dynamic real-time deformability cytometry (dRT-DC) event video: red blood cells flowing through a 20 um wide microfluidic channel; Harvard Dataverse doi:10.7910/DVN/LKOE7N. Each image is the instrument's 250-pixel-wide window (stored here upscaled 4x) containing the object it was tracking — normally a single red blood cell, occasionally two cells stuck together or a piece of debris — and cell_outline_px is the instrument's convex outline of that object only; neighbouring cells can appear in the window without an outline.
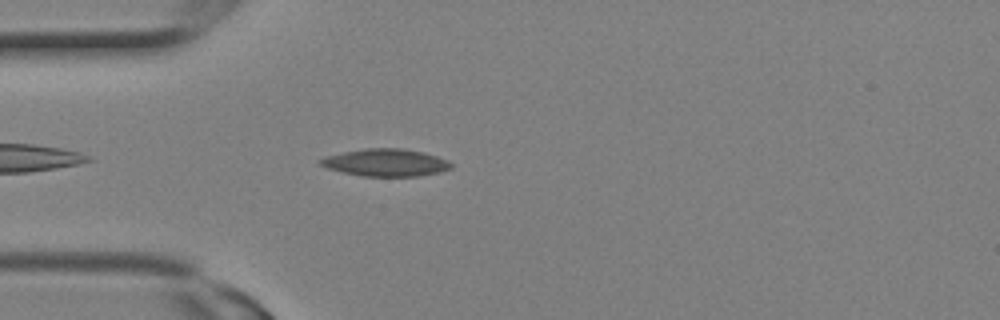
{"species": "Egyptian fruit bat (a non-hibernating species)", "species_latin": "Rousettus aegyptiacus", "temperature_condition": "room temperature", "stored_images_in_passage": 9, "camera_frame_rate_fps": 3000, "um_per_image_px": 0.085, "animal": {"sex": "female"}, "frame": {"image": 1, "passage_image": 7, "time_ms": 2.0, "image_size_px": [1000, 320], "cell_outline_px": [[452, 168], [440, 172], [420, 176], [360, 176], [328, 168], [320, 164], [316, 160], [324, 156], [364, 148], [404, 148], [424, 152], [448, 160], [452, 164]], "centroid_in_image_um": [32.79, 13.81], "position_along_channel_um": 52.2, "area_um2": 20.98}}
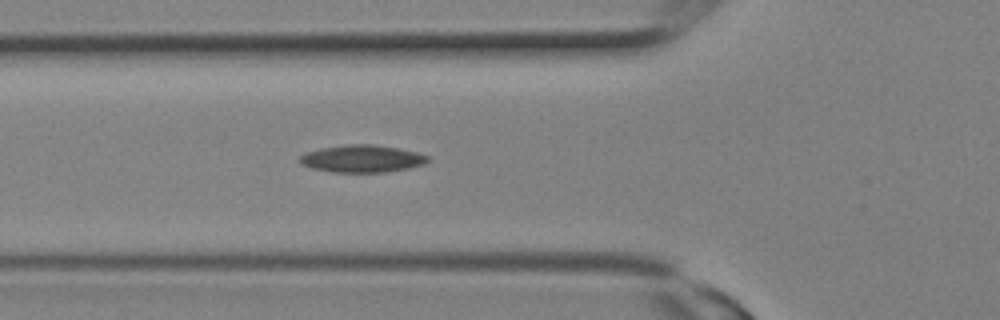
{"frame": {"image": 2, "passage_image": 9, "time_ms": 2.667, "image_size_px": [1000, 320], "cell_outline_px": [[428, 160], [424, 164], [408, 168], [384, 172], [332, 172], [312, 168], [300, 164], [300, 156], [308, 152], [320, 148], [348, 144], [372, 144], [400, 148], [416, 152], [428, 156]], "centroid_in_image_um": [30.77, 13.48], "position_along_channel_um": 95.0, "area_um2": 20.29}}